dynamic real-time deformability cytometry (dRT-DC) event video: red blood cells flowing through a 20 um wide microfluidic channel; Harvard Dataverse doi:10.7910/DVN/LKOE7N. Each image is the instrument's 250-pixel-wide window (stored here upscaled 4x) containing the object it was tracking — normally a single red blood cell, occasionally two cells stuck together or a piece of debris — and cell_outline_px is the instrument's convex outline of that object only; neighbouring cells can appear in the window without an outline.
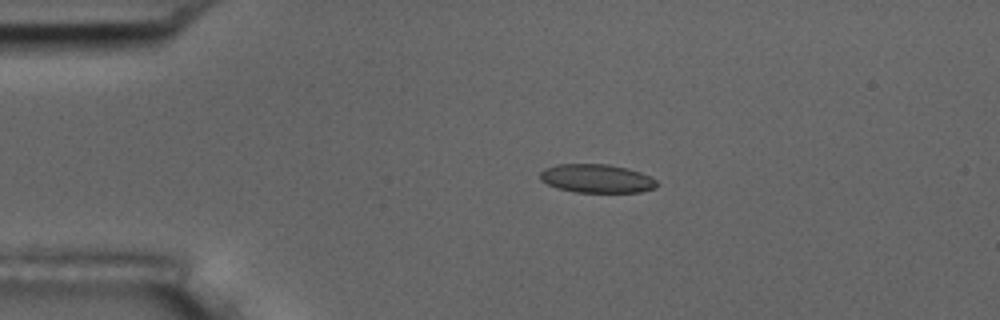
{"species": "common noctule bat (a hibernating species)", "species_latin": "Nyctalus noctula", "temperature_condition": "room temperature", "stored_images_in_passage": 3, "camera_frame_rate_fps": 3000, "um_per_image_px": 0.085, "animal": {"sex": "male", "body_mass_g": 17.5, "forearm_length_mm": 52.3}, "frame": {"image": 1, "passage_image": 2, "time_ms": 1.0, "image_size_px": [1000, 320], "cell_outline_px": [[656, 188], [640, 192], [576, 192], [556, 188], [540, 180], [540, 172], [544, 168], [556, 164], [608, 164], [628, 168], [640, 172], [656, 180]], "centroid_in_image_um": [50.69, 15.17], "position_along_channel_um": 34.3, "area_um2": 19.48}}